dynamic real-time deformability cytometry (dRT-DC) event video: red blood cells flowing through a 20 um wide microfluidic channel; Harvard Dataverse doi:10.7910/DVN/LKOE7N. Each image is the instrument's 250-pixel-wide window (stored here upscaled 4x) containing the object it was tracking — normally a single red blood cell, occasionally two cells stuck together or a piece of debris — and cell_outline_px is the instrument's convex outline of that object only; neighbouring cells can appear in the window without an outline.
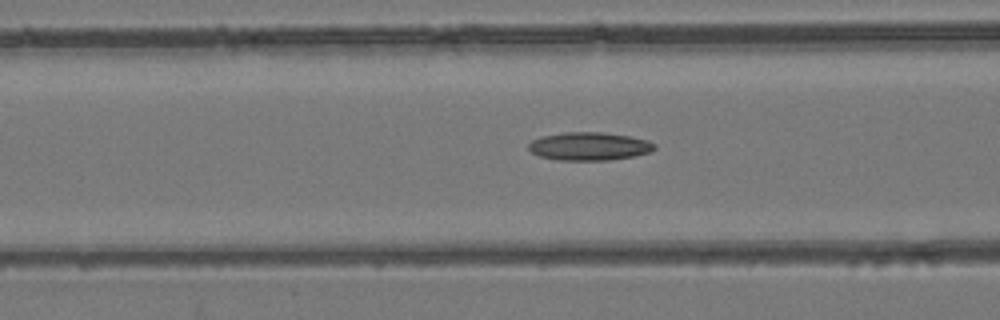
{"species": "common noctule bat (a hibernating species)", "species_latin": "Nyctalus noctula", "temperature_condition": "room temperature", "stored_images_in_passage": 54, "camera_frame_rate_fps": 3000, "um_per_image_px": 0.085, "animal": {"sex": "female", "body_mass_g": 24.6, "forearm_length_mm": 56.2}, "frame": {"image": 1, "passage_image": 22, "time_ms": 7.0, "image_size_px": [1000, 320], "cell_outline_px": [[656, 148], [648, 152], [636, 156], [608, 160], [556, 160], [540, 156], [532, 152], [528, 148], [528, 144], [532, 140], [540, 136], [564, 132], [604, 132], [628, 136], [648, 140], [656, 144]], "centroid_in_image_um": [50.08, 12.43], "position_along_channel_um": 116.5, "area_um2": 20.75}}
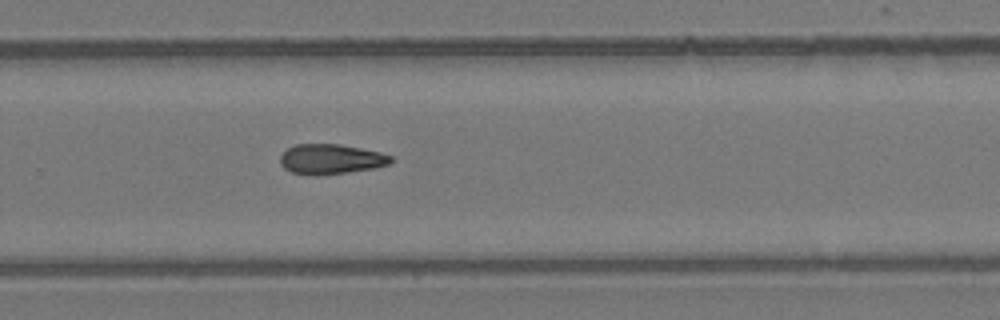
{"frame": {"image": 2, "passage_image": 36, "time_ms": 11.667, "image_size_px": [1000, 320], "cell_outline_px": [[396, 160], [388, 164], [372, 168], [348, 172], [316, 176], [308, 176], [292, 172], [284, 168], [280, 164], [280, 156], [288, 148], [296, 144], [340, 144], [380, 152], [392, 156]], "centroid_in_image_um": [28.12, 13.53], "position_along_channel_um": 301.7, "area_um2": 19.48}}
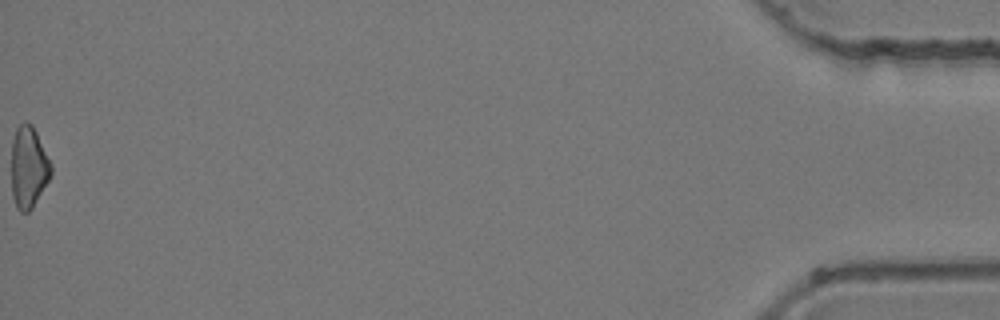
{"frame": {"image": 3, "passage_image": 54, "time_ms": 17.667, "image_size_px": [1000, 320], "cell_outline_px": [[52, 176], [32, 208], [28, 212], [20, 212], [16, 208], [12, 196], [12, 140], [16, 128], [20, 124], [32, 124], [52, 164]], "centroid_in_image_um": [2.44, 14.25], "position_along_channel_um": 432.8, "area_um2": 18.9}}